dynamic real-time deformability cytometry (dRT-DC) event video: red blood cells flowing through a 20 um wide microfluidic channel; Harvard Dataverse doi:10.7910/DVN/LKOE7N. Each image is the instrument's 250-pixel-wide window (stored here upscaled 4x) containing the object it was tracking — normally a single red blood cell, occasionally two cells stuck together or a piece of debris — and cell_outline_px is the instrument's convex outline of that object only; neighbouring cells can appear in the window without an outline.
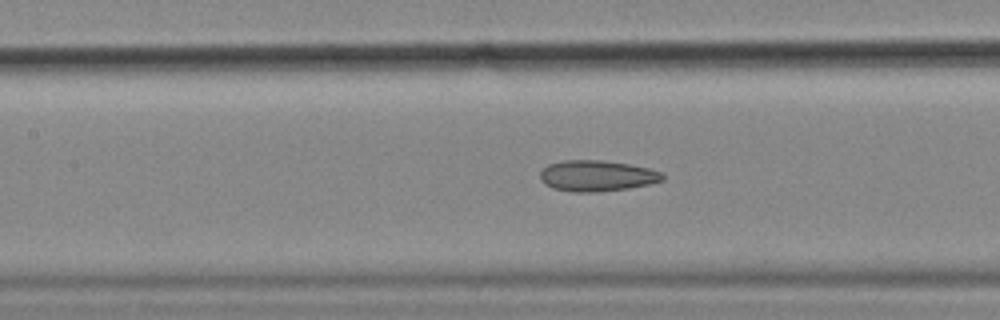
{"species": "common noctule bat (a hibernating species)", "species_latin": "Nyctalus noctula", "temperature_condition": "cold", "stored_images_in_passage": 56, "camera_frame_rate_fps": 3000, "um_per_image_px": 0.085, "animal": {"sex": "female", "body_mass_g": 18.4}, "frame": {"image": 1, "passage_image": 25, "time_ms": 8.0, "image_size_px": [1000, 320], "cell_outline_px": [[664, 180], [648, 184], [628, 188], [596, 192], [572, 192], [552, 188], [544, 184], [540, 180], [540, 172], [548, 164], [564, 160], [600, 160], [628, 164], [648, 168], [664, 172]], "centroid_in_image_um": [50.72, 14.94], "position_along_channel_um": 156.7, "area_um2": 22.14}, "authors_computed_cell_mechanics": {"area_um2": 22.4264, "velocity_mm_per_s": 3.5942, "shape_relaxation_time_tau1_ms": null, "shape_relaxation_time_tau2_ms": 4.0222, "deformation_change_tau1": null, "deformation_change_tau2": 0.1219}}